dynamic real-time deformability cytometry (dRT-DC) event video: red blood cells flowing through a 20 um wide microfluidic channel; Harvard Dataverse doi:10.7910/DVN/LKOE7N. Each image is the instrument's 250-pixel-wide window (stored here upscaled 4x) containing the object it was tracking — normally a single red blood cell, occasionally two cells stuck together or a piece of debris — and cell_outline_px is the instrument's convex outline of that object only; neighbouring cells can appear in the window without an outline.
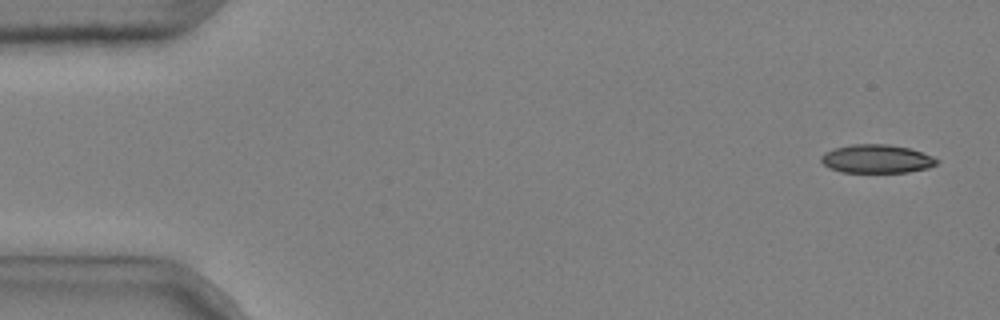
{"species": "common noctule bat (a hibernating species)", "species_latin": "Nyctalus noctula", "temperature_condition": "cold", "stored_images_in_passage": 5, "segment_of_instrument_passage": [1, 2], "camera_frame_rate_fps": 3000, "um_per_image_px": 0.085, "animal": {"sex": "male", "body_mass_g": 20.4}, "frame": {"image": 1, "passage_image": 1, "time_ms": 0.0, "image_size_px": [1000, 320], "cell_outline_px": [[940, 160], [936, 164], [928, 168], [908, 172], [840, 172], [828, 168], [820, 160], [820, 156], [824, 152], [832, 148], [852, 144], [888, 144], [908, 148], [932, 156]], "centroid_in_image_um": [74.47, 13.5], "position_along_channel_um": 10.5, "area_um2": 19.31}}